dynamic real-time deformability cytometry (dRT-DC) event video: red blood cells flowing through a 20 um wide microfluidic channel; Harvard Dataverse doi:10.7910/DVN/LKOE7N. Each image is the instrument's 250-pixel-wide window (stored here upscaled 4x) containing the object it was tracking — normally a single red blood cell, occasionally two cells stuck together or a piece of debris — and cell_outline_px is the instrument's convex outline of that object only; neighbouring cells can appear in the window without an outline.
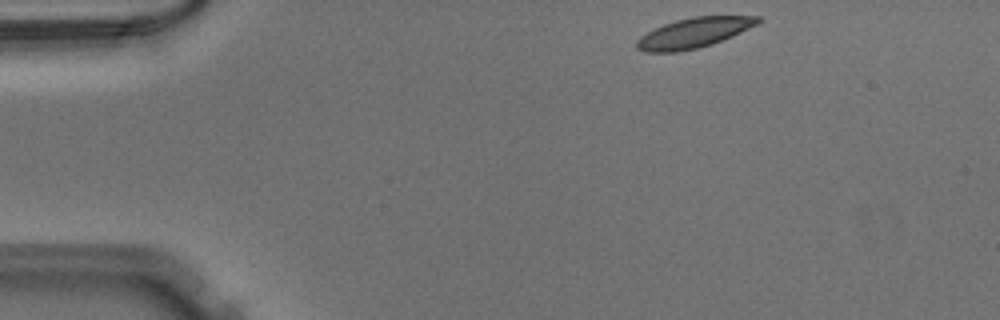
{"species": "Egyptian fruit bat (a non-hibernating species)", "species_latin": "Rousettus aegyptiacus", "temperature_condition": "warm", "stored_images_in_passage": 9, "camera_frame_rate_fps": 3000, "um_per_image_px": 0.085, "animal": {"sex": "male"}, "frame": {"image": 1, "passage_image": 1, "time_ms": 0.0, "image_size_px": [1000, 320], "cell_outline_px": [[760, 20], [756, 24], [732, 36], [712, 44], [696, 48], [676, 52], [644, 52], [636, 48], [636, 40], [640, 36], [664, 24], [676, 20], [692, 16], [760, 16]], "centroid_in_image_um": [58.93, 2.79], "position_along_channel_um": 26.1, "area_um2": 20.92}}